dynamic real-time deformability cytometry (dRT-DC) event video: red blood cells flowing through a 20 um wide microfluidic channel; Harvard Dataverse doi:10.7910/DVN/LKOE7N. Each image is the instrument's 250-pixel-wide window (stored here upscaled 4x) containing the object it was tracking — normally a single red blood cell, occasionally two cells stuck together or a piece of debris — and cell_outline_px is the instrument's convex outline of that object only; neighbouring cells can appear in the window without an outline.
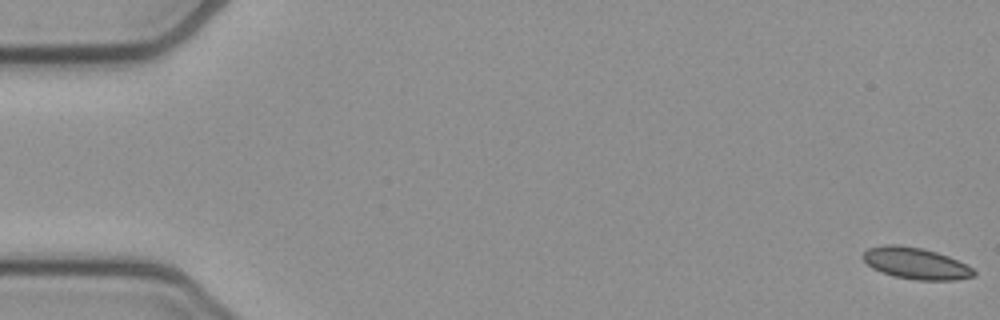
{"species": "common noctule bat (a hibernating species)", "species_latin": "Nyctalus noctula", "temperature_condition": "cold", "stored_images_in_passage": 55, "camera_frame_rate_fps": 3000, "um_per_image_px": 0.085, "animal": {"sex": "female", "body_mass_g": 21.9}, "frame": {"image": 1, "passage_image": 1, "time_ms": 0.0, "image_size_px": [1000, 320], "cell_outline_px": [[976, 276], [956, 280], [916, 280], [892, 276], [880, 272], [872, 268], [860, 256], [868, 248], [884, 244], [896, 244], [920, 248], [936, 252], [948, 256], [972, 268], [976, 272]], "centroid_in_image_um": [77.81, 22.39], "position_along_channel_um": 7.2, "area_um2": 20.4}}
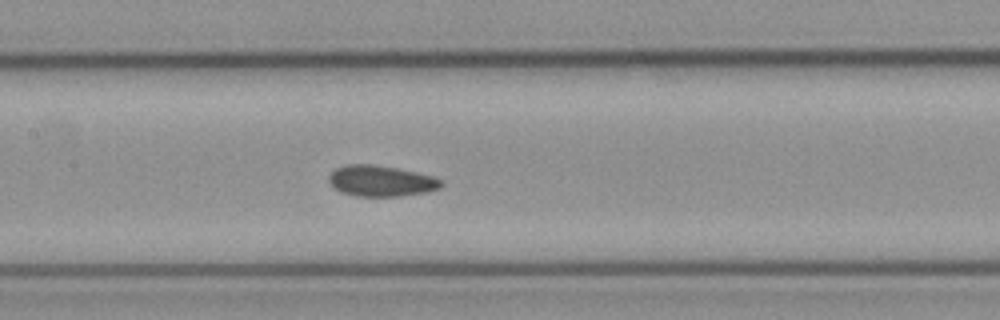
{"frame": {"image": 2, "passage_image": 26, "time_ms": 8.333, "image_size_px": [1000, 320], "cell_outline_px": [[444, 184], [440, 188], [428, 192], [400, 196], [356, 196], [340, 192], [328, 180], [328, 176], [336, 168], [348, 164], [372, 164], [396, 168], [416, 172], [432, 176], [444, 180]], "centroid_in_image_um": [32.42, 15.38], "position_along_channel_um": 175.0, "area_um2": 20.29}}
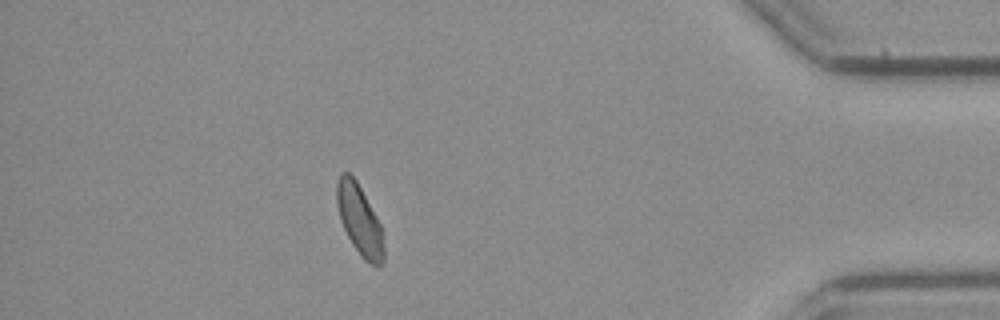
{"frame": {"image": 3, "passage_image": 48, "time_ms": 15.667, "image_size_px": [1000, 320], "cell_outline_px": [[384, 260], [380, 264], [372, 264], [364, 260], [360, 256], [352, 244], [340, 220], [336, 204], [336, 184], [340, 172], [348, 172], [356, 180], [376, 216], [384, 232]], "centroid_in_image_um": [30.55, 18.69], "position_along_channel_um": 404.6, "area_um2": 19.31}}